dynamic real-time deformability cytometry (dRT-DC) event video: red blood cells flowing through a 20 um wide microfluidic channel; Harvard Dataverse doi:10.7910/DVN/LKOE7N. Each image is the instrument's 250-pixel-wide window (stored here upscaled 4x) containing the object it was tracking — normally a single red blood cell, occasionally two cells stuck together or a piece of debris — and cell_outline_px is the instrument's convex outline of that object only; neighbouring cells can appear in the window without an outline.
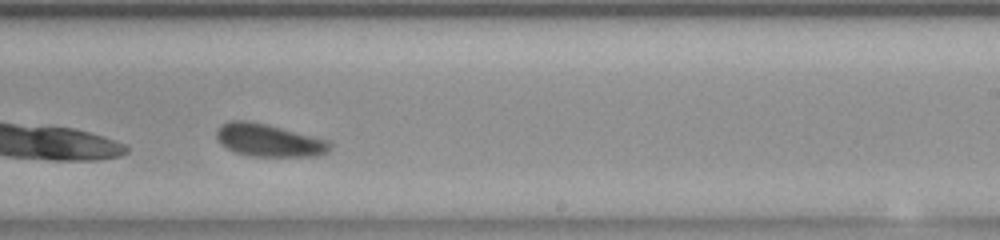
{"species": "common noctule bat (a hibernating species)", "species_latin": "Nyctalus noctula", "temperature_condition": "room temperature", "stored_images_in_passage": 31, "camera_frame_rate_fps": 3000, "um_per_image_px": 0.085, "animal": {"sex": "female", "body_mass_g": 23.0, "forearm_length_mm": 53.4}, "frame": {"image": 1, "passage_image": 22, "time_ms": 7.0, "image_size_px": [1000, 240], "cell_outline_px": [[332, 148], [328, 152], [316, 156], [252, 156], [236, 152], [228, 148], [216, 136], [216, 132], [220, 124], [228, 120], [244, 120], [264, 124], [328, 140], [332, 144]], "centroid_in_image_um": [22.87, 11.93], "position_along_channel_um": 266.1, "area_um2": 21.21}, "authors_computed_cell_mechanics": {"area_um2": 21.7906, "velocity_mm_per_s": 3.803, "shape_relaxation_time_tau1_ms": null, "shape_relaxation_time_tau2_ms": 7.0052, "deformation_change_tau1": null, "deformation_change_tau2": 0.1327}}